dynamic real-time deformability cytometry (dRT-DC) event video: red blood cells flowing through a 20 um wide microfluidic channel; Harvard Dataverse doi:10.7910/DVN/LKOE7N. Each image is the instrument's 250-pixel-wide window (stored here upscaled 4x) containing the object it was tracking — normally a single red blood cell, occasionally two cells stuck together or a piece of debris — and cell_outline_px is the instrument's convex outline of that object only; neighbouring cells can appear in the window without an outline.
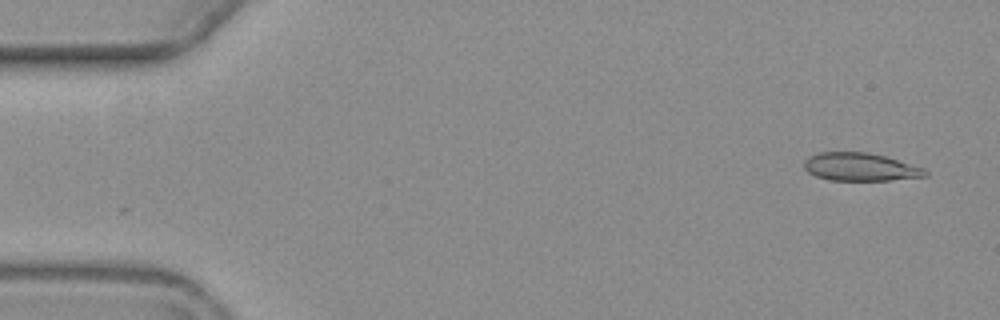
{"species": "common noctule bat (a hibernating species)", "species_latin": "Nyctalus noctula", "temperature_condition": "warm", "stored_images_in_passage": 4, "camera_frame_rate_fps": 3000, "um_per_image_px": 0.085, "animal": {"sex": "female", "body_mass_g": 19.3, "forearm_length_mm": 54.1}, "frame": {"image": 1, "passage_image": 1, "time_ms": 0.0, "image_size_px": [1000, 320], "cell_outline_px": [[928, 176], [888, 180], [828, 180], [816, 176], [808, 172], [804, 168], [804, 160], [808, 156], [820, 152], [868, 152], [888, 156], [924, 168], [928, 172]], "centroid_in_image_um": [73.13, 14.18], "position_along_channel_um": 11.9, "area_um2": 19.94}}
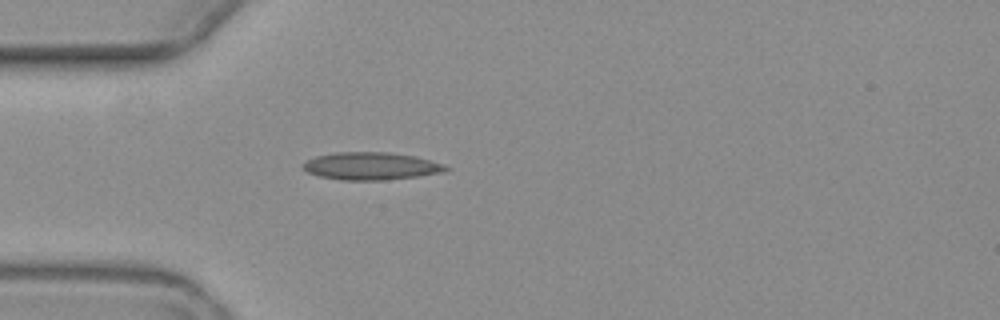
{"frame": {"image": 2, "passage_image": 4, "time_ms": 4.333, "image_size_px": [1000, 320], "cell_outline_px": [[452, 168], [444, 172], [416, 176], [384, 180], [340, 180], [320, 176], [308, 172], [300, 164], [316, 156], [336, 152], [388, 152], [416, 156], [444, 164]], "centroid_in_image_um": [31.56, 14.11], "position_along_channel_um": 53.4, "area_um2": 22.95}}